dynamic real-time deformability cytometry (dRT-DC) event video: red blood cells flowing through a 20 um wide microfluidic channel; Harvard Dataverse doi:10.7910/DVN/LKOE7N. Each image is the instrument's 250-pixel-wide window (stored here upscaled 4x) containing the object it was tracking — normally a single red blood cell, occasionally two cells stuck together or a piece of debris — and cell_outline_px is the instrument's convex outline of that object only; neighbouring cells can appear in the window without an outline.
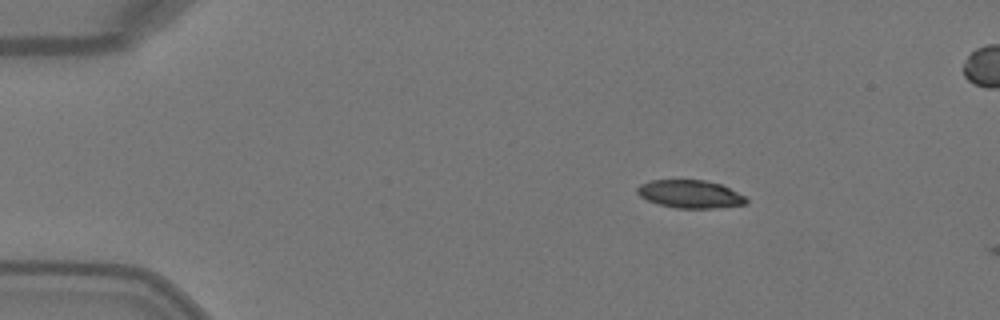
{"species": "Egyptian fruit bat (a non-hibernating species)", "species_latin": "Rousettus aegyptiacus", "temperature_condition": "warm", "stored_images_in_passage": 2, "camera_frame_rate_fps": 3000, "um_per_image_px": 0.085, "animal": {"sex": "female"}, "frame": {"image": 1, "passage_image": 1, "time_ms": 0.0, "image_size_px": [1000, 320], "cell_outline_px": [[748, 204], [720, 208], [676, 208], [660, 204], [648, 200], [640, 196], [636, 192], [636, 188], [640, 184], [652, 180], [704, 180], [720, 184], [744, 196], [748, 200]], "centroid_in_image_um": [58.67, 16.5], "position_along_channel_um": 26.3, "area_um2": 17.69}}